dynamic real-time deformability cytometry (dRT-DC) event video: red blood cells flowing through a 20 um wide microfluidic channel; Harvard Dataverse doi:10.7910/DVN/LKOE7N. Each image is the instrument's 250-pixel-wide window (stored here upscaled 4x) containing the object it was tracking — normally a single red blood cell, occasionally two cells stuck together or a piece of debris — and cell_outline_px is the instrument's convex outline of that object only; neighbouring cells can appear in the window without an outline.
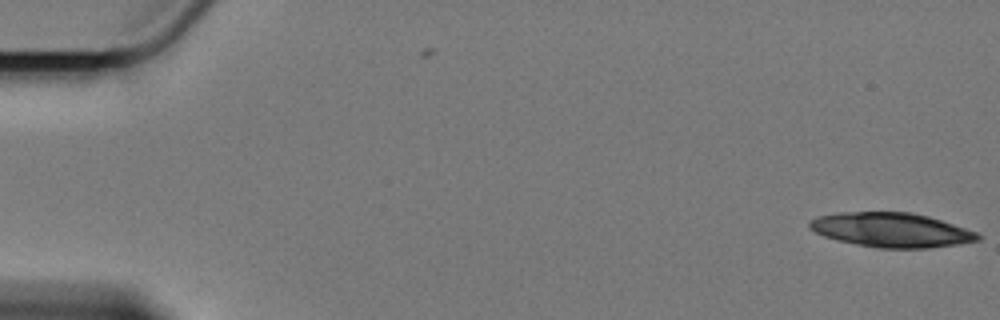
{"species": "Egyptian fruit bat (a non-hibernating species)", "species_latin": "Rousettus aegyptiacus", "temperature_condition": "cold", "stored_images_in_passage": 3, "camera_frame_rate_fps": 3000, "um_per_image_px": 0.085, "animal": {"sex": "female"}, "frame": {"image": 1, "passage_image": 3, "time_ms": 0.667, "image_size_px": [1000, 320], "cell_outline_px": [[980, 240], [956, 244], [928, 248], [880, 248], [856, 244], [836, 240], [824, 236], [808, 228], [808, 224], [816, 216], [840, 212], [912, 212], [928, 216], [976, 232], [980, 236]], "centroid_in_image_um": [75.72, 19.54], "position_along_channel_um": 9.3, "area_um2": 33.52}}